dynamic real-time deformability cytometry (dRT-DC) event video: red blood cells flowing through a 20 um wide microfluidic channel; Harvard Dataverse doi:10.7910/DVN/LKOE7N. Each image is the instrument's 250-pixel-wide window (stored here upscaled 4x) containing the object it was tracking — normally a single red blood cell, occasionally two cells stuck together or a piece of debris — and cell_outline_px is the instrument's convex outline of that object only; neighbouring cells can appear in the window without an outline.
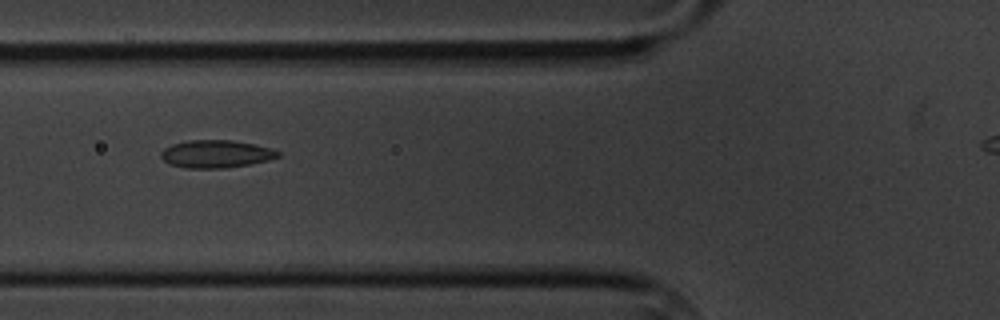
{"species": "common noctule bat (a hibernating species)", "species_latin": "Nyctalus noctula", "temperature_condition": "cold", "stored_images_in_passage": 13, "camera_frame_rate_fps": 3000, "um_per_image_px": 0.085, "animal": {"sex": "male", "body_mass_g": 20.1, "forearm_length_mm": 53.5}, "frame": {"image": 1, "passage_image": 4, "time_ms": 4.333, "image_size_px": [1000, 320], "cell_outline_px": [[280, 156], [268, 160], [248, 164], [224, 168], [184, 168], [172, 164], [164, 160], [160, 156], [160, 152], [164, 148], [172, 144], [188, 140], [232, 140], [252, 144], [268, 148], [280, 152]], "centroid_in_image_um": [18.32, 13.08], "position_along_channel_um": 107.5, "area_um2": 18.67}}
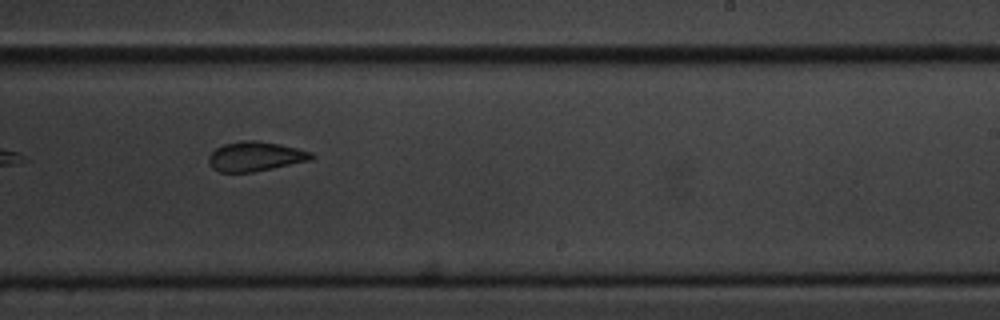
{"frame": {"image": 2, "passage_image": 8, "time_ms": 9.0, "image_size_px": [1000, 320], "cell_outline_px": [[316, 156], [312, 160], [252, 172], [220, 172], [212, 168], [208, 164], [208, 156], [216, 148], [224, 144], [240, 140], [256, 140], [280, 144], [312, 152]], "centroid_in_image_um": [21.7, 13.29], "position_along_channel_um": 267.3, "area_um2": 17.8}}
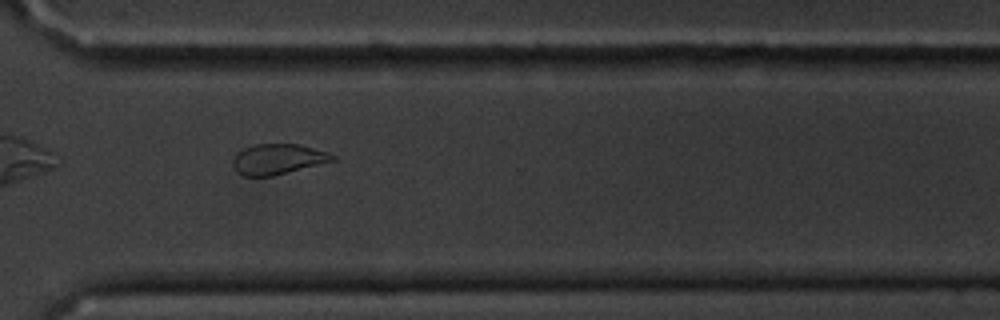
{"frame": {"image": 3, "passage_image": 10, "time_ms": 11.333, "image_size_px": [1000, 320], "cell_outline_px": [[336, 160], [272, 176], [244, 176], [236, 172], [232, 164], [232, 160], [236, 152], [244, 148], [256, 144], [296, 144], [328, 152], [336, 156]], "centroid_in_image_um": [23.58, 13.53], "position_along_channel_um": 347.0, "area_um2": 17.63}, "authors_computed_cell_mechanics": {"area_um2": 18.9584, "velocity_mm_per_s": 3.4165, "shape_relaxation_time_tau1_ms": 3.3791, "shape_relaxation_time_tau2_ms": 2.0888, "deformation_change_tau1": 0.0746, "deformation_change_tau2": 0.0505}}